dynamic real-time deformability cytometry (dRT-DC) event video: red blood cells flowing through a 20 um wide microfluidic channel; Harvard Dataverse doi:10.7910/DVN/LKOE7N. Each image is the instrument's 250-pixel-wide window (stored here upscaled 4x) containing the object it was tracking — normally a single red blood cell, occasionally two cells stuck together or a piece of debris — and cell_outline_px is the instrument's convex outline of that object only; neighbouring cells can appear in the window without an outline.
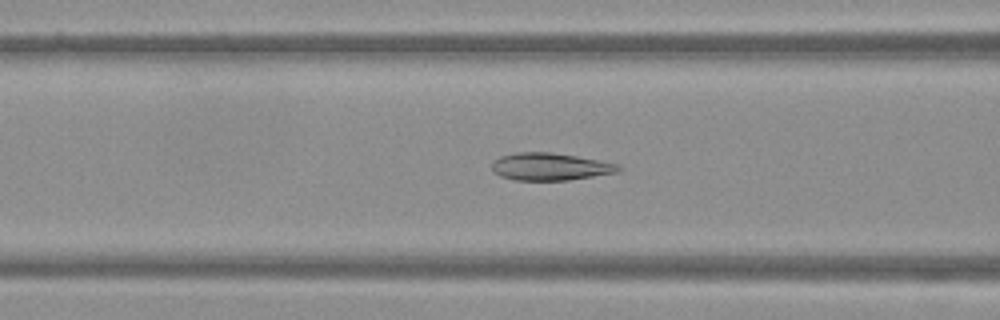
{"species": "Egyptian fruit bat (a non-hibernating species)", "species_latin": "Rousettus aegyptiacus", "temperature_condition": "warm", "stored_images_in_passage": 23, "camera_frame_rate_fps": 3000, "um_per_image_px": 0.085, "frame": {"image": 1, "passage_image": 6, "time_ms": 1.667, "image_size_px": [1000, 320], "cell_outline_px": [[620, 168], [616, 172], [568, 180], [512, 180], [500, 176], [492, 172], [492, 160], [500, 156], [516, 152], [552, 152], [576, 156], [620, 164]], "centroid_in_image_um": [46.69, 14.16], "position_along_channel_um": 119.9, "area_um2": 20.23}}
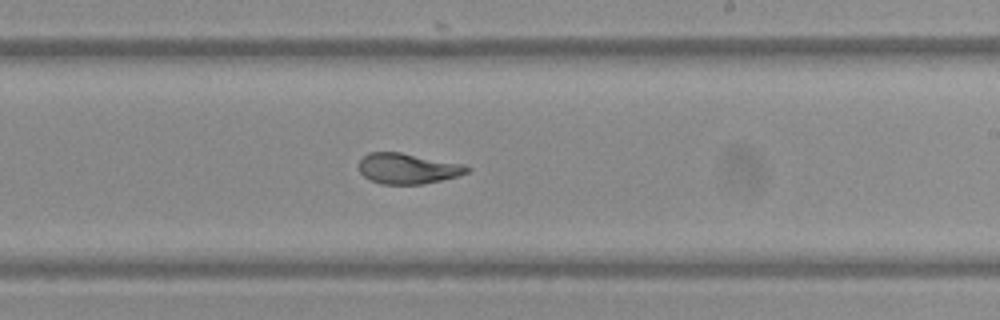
{"frame": {"image": 2, "passage_image": 16, "time_ms": 5.0, "image_size_px": [1000, 320], "cell_outline_px": [[472, 168], [468, 172], [456, 176], [424, 184], [380, 184], [368, 180], [360, 172], [360, 160], [368, 152], [400, 152], [464, 164]], "centroid_in_image_um": [34.65, 14.33], "position_along_channel_um": 254.4, "area_um2": 19.25}}
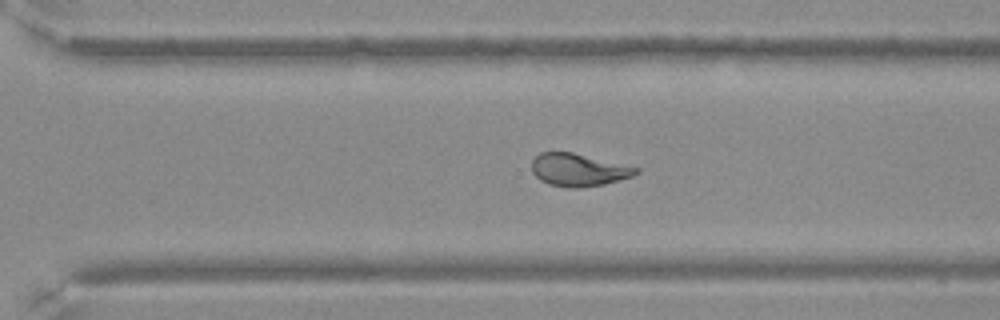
{"frame": {"image": 3, "passage_image": 21, "time_ms": 6.667, "image_size_px": [1000, 320], "cell_outline_px": [[640, 172], [632, 176], [620, 180], [604, 184], [580, 188], [568, 188], [548, 184], [540, 180], [532, 172], [532, 160], [540, 152], [572, 152], [640, 168]], "centroid_in_image_um": [49.17, 14.45], "position_along_channel_um": 321.4, "area_um2": 19.88}}